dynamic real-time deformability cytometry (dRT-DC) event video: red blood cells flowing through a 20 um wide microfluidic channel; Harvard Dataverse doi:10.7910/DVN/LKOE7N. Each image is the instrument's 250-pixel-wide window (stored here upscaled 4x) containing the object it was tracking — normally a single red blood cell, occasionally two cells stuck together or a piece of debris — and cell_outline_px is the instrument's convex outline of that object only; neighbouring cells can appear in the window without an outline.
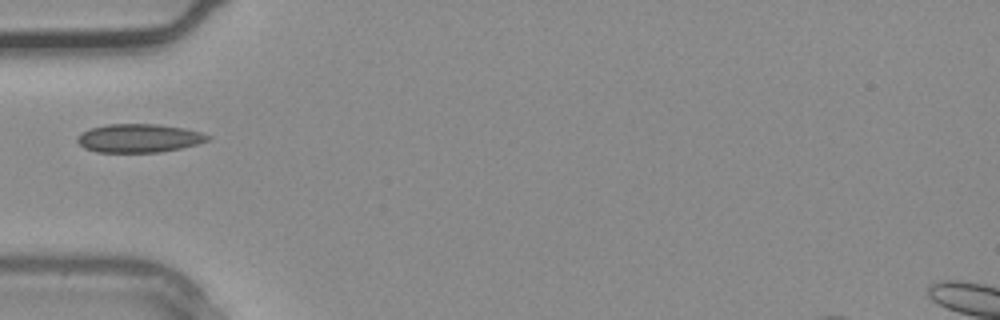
{"species": "common noctule bat (a hibernating species)", "species_latin": "Nyctalus noctula", "temperature_condition": "warm", "stored_images_in_passage": 1, "camera_frame_rate_fps": 3000, "um_per_image_px": 0.085, "animal": {"sex": "male", "body_mass_g": 20.4}, "frame": {"image": 1, "passage_image": 1, "time_ms": 0.0, "image_size_px": [1000, 320], "cell_outline_px": [[212, 136], [208, 140], [196, 144], [180, 148], [160, 152], [96, 152], [84, 148], [76, 140], [76, 136], [92, 128], [108, 124], [156, 124], [184, 128], [200, 132]], "centroid_in_image_um": [11.8, 11.75], "position_along_channel_um": 73.2, "area_um2": 21.5}}